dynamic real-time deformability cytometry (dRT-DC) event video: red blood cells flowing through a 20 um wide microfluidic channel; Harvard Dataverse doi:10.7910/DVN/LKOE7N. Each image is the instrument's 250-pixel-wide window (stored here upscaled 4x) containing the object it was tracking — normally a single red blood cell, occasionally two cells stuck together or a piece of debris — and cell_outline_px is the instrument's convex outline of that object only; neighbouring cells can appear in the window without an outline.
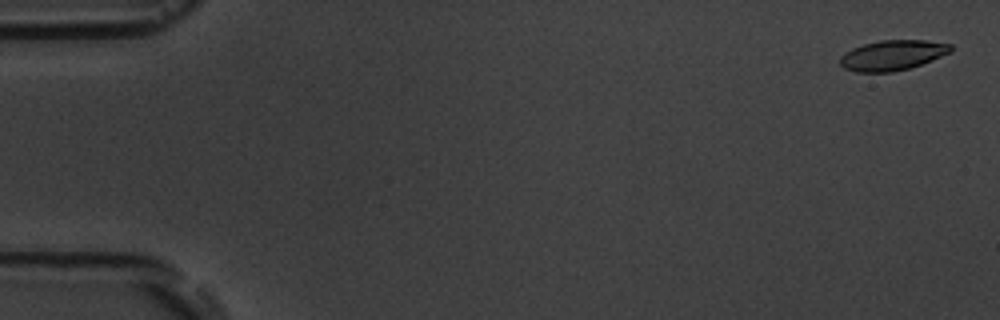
{"species": "common noctule bat (a hibernating species)", "species_latin": "Nyctalus noctula", "temperature_condition": "room temperature", "stored_images_in_passage": 6, "camera_frame_rate_fps": 3000, "um_per_image_px": 0.085, "animal": {"sex": "male", "body_mass_g": 19.5, "forearm_length_mm": 54.6}, "frame": {"image": 1, "passage_image": 1, "time_ms": 0.0, "image_size_px": [1000, 320], "cell_outline_px": [[952, 52], [932, 60], [908, 68], [892, 72], [856, 72], [844, 68], [840, 64], [840, 56], [852, 48], [864, 44], [880, 40], [924, 40], [952, 44]], "centroid_in_image_um": [75.86, 4.69], "position_along_channel_um": 9.1, "area_um2": 19.42}}
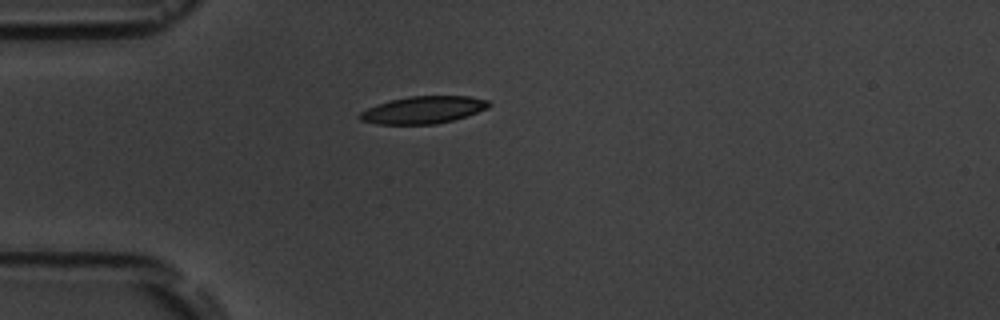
{"frame": {"image": 2, "passage_image": 5, "time_ms": 4.667, "image_size_px": [1000, 320], "cell_outline_px": [[492, 104], [488, 108], [452, 120], [436, 124], [376, 124], [360, 120], [356, 116], [360, 112], [368, 108], [388, 100], [408, 96], [472, 96], [488, 100]], "centroid_in_image_um": [35.95, 9.33], "position_along_channel_um": 49.1, "area_um2": 20.58}}